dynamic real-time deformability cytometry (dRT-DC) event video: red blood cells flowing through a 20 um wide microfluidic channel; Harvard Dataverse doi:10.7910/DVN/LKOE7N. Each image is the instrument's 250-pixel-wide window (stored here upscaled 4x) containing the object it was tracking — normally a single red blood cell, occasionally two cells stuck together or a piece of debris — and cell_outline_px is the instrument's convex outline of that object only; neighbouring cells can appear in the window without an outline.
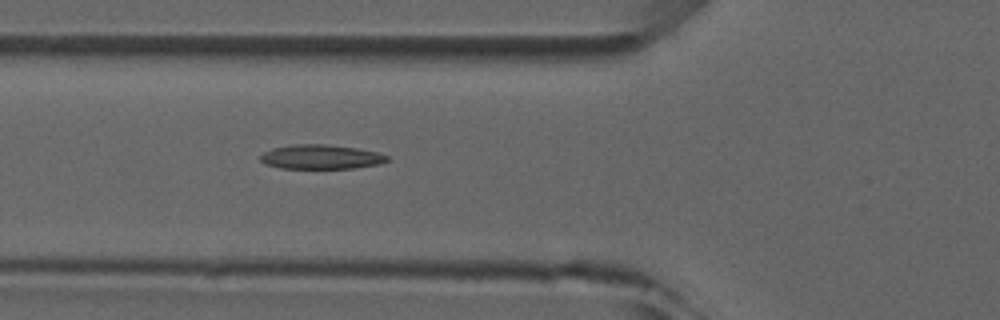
{"species": "common noctule bat (a hibernating species)", "species_latin": "Nyctalus noctula", "temperature_condition": "room temperature", "stored_images_in_passage": 2, "camera_frame_rate_fps": 3000, "um_per_image_px": 0.085, "animal": {"sex": "male", "forearm_length_mm": 52.5}, "frame": {"image": 1, "passage_image": 2, "time_ms": 1.0, "image_size_px": [1000, 320], "cell_outline_px": [[388, 160], [380, 164], [352, 168], [280, 168], [268, 164], [260, 160], [260, 156], [264, 152], [272, 148], [292, 144], [324, 144], [356, 148], [376, 152], [388, 156]], "centroid_in_image_um": [27.27, 13.33], "position_along_channel_um": 98.5, "area_um2": 17.8}}